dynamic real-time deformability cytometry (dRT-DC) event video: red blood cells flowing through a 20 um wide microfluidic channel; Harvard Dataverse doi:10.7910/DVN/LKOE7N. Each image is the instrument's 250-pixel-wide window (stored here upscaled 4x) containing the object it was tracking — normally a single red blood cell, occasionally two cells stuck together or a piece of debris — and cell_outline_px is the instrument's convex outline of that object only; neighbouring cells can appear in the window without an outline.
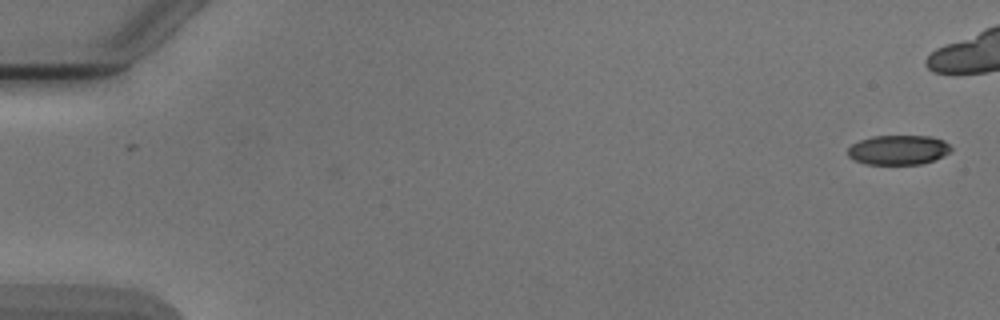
{"species": "Egyptian fruit bat (a non-hibernating species)", "species_latin": "Rousettus aegyptiacus", "temperature_condition": "cold", "stored_images_in_passage": 6, "camera_frame_rate_fps": 3000, "um_per_image_px": 0.085, "animal": {"sex": "male"}, "frame": {"image": 1, "passage_image": 1, "time_ms": 0.0, "image_size_px": [1000, 320], "cell_outline_px": [[952, 148], [944, 156], [920, 164], [864, 164], [848, 156], [848, 148], [852, 144], [860, 140], [872, 136], [932, 136], [944, 140]], "centroid_in_image_um": [76.35, 12.73], "position_along_channel_um": 8.6, "area_um2": 17.74}}
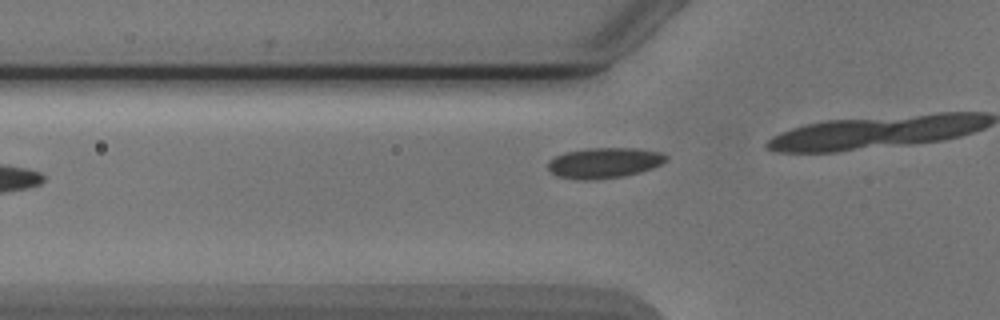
{"frame": {"image": 2, "passage_image": 6, "time_ms": 7.0, "image_size_px": [1000, 320], "cell_outline_px": [[668, 160], [652, 168], [640, 172], [624, 176], [596, 180], [576, 180], [556, 176], [548, 168], [548, 160], [564, 152], [588, 148], [636, 148], [660, 152], [668, 156]], "centroid_in_image_um": [51.34, 13.85], "position_along_channel_um": 74.5, "area_um2": 21.21}}